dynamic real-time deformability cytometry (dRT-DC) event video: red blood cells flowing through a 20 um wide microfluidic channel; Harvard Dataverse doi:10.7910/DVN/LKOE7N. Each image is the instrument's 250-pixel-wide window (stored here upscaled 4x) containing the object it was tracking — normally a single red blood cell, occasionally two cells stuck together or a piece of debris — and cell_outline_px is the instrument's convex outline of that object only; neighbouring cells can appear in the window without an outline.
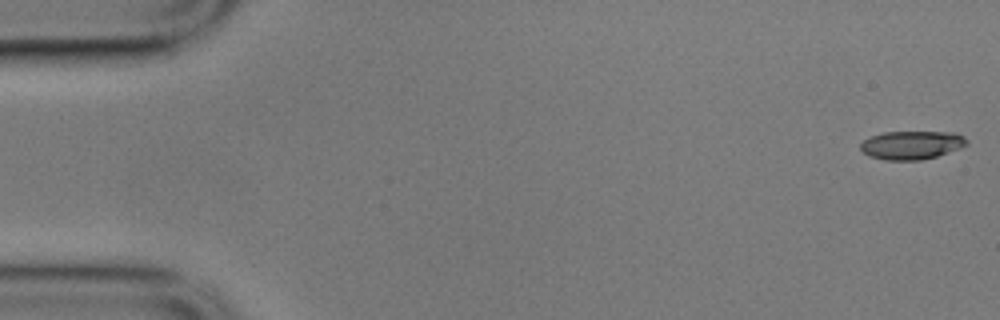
{"species": "common noctule bat (a hibernating species)", "species_latin": "Nyctalus noctula", "temperature_condition": "cold", "stored_images_in_passage": 52, "camera_frame_rate_fps": 3000, "um_per_image_px": 0.085, "animal": {"sex": "male", "body_mass_g": 17.9}, "frame": {"image": 1, "passage_image": 1, "time_ms": 0.0, "image_size_px": [1000, 320], "cell_outline_px": [[968, 144], [960, 148], [936, 156], [920, 160], [884, 160], [868, 156], [860, 148], [860, 144], [864, 140], [872, 136], [884, 132], [956, 132], [964, 136], [968, 140]], "centroid_in_image_um": [77.51, 12.33], "position_along_channel_um": 7.5, "area_um2": 17.63}}
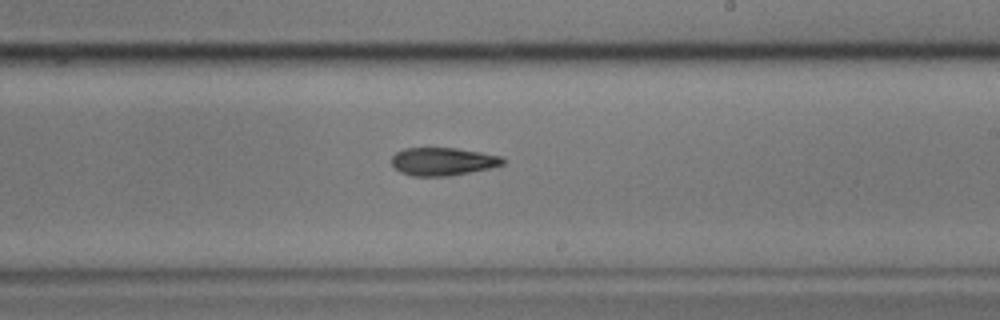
{"frame": {"image": 2, "passage_image": 33, "time_ms": 10.667, "image_size_px": [1000, 320], "cell_outline_px": [[504, 164], [492, 168], [448, 176], [412, 176], [400, 172], [392, 164], [392, 156], [396, 152], [404, 148], [456, 148], [480, 152], [500, 156], [504, 160]], "centroid_in_image_um": [37.63, 13.73], "position_along_channel_um": 251.4, "area_um2": 18.09}}
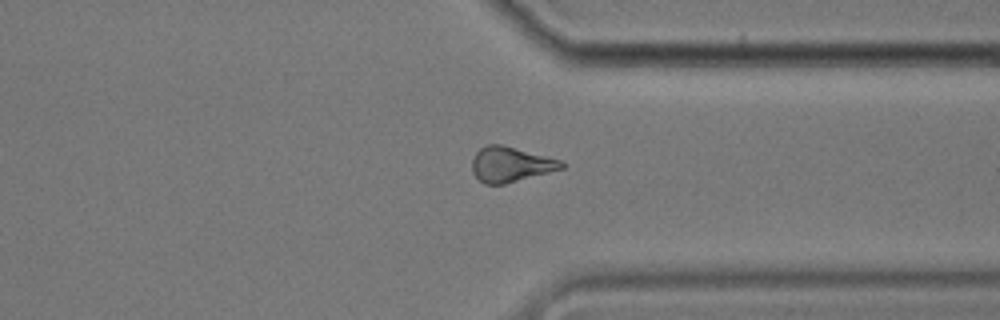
{"frame": {"image": 3, "passage_image": 43, "time_ms": 14.0, "image_size_px": [1000, 320], "cell_outline_px": [[568, 164], [564, 168], [504, 184], [484, 184], [472, 172], [472, 160], [476, 152], [480, 148], [488, 144], [500, 144], [564, 160]], "centroid_in_image_um": [43.44, 13.96], "position_along_channel_um": 368.0, "area_um2": 18.38}}